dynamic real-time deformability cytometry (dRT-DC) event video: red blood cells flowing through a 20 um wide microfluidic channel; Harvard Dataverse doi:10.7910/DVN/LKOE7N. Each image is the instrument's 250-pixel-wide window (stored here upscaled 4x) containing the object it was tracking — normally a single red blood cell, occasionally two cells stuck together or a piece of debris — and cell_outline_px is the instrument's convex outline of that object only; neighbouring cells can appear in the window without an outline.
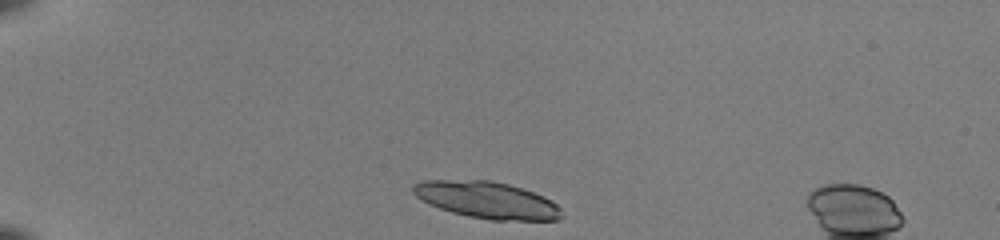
{"species": "common noctule bat (a hibernating species)", "species_latin": "Nyctalus noctula", "temperature_condition": "room temperature", "stored_images_in_passage": 15, "camera_frame_rate_fps": 3000, "um_per_image_px": 0.085, "animal": {"sex": "female", "body_mass_g": 22.0, "forearm_length_mm": 56.7}, "frame": {"image": 1, "passage_image": 1, "time_ms": 0.0, "image_size_px": [1000, 240], "cell_outline_px": [[560, 220], [492, 220], [468, 216], [452, 212], [428, 204], [416, 196], [412, 192], [412, 184], [420, 180], [492, 180], [508, 184], [544, 196], [552, 200], [560, 208]], "centroid_in_image_um": [41.35, 16.99], "position_along_channel_um": 43.6, "area_um2": 31.79}}